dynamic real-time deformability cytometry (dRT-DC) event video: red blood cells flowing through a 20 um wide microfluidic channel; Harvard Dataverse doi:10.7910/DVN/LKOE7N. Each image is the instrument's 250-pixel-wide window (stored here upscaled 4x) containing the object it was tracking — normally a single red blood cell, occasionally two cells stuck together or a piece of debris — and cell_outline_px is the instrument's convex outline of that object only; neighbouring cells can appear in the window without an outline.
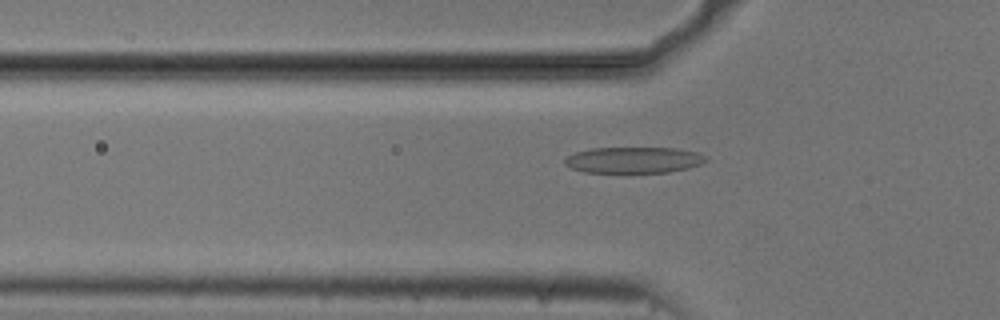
{"species": "common noctule bat (a hibernating species)", "species_latin": "Nyctalus noctula", "temperature_condition": "cold", "stored_images_in_passage": 53, "camera_frame_rate_fps": 3000, "um_per_image_px": 0.085, "animal": {"sex": "male", "body_mass_g": 20.5, "forearm_length_mm": 52.5}, "frame": {"image": 1, "passage_image": 17, "time_ms": 5.333, "image_size_px": [1000, 320], "cell_outline_px": [[708, 160], [700, 164], [688, 168], [668, 172], [584, 172], [572, 168], [564, 164], [564, 160], [568, 156], [576, 152], [592, 148], [676, 148], [696, 152], [708, 156]], "centroid_in_image_um": [53.89, 13.59], "position_along_channel_um": 71.9, "area_um2": 21.39}}
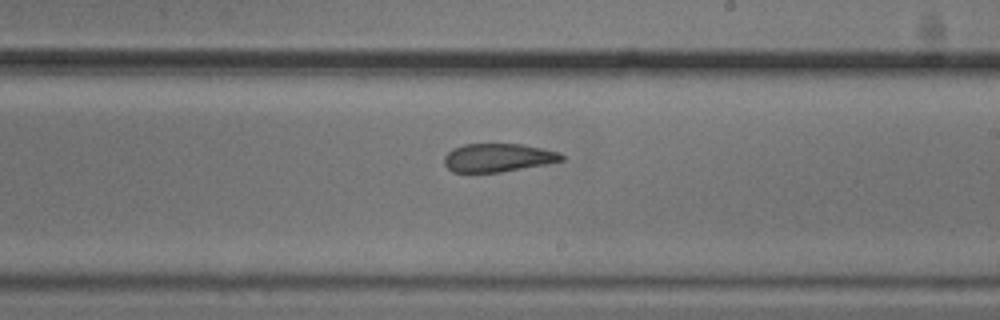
{"frame": {"image": 2, "passage_image": 31, "time_ms": 10.0, "image_size_px": [1000, 320], "cell_outline_px": [[564, 160], [548, 164], [500, 172], [452, 172], [444, 164], [444, 156], [452, 148], [464, 144], [524, 144], [560, 152], [564, 156]], "centroid_in_image_um": [42.34, 13.4], "position_along_channel_um": 246.7, "area_um2": 19.54}}
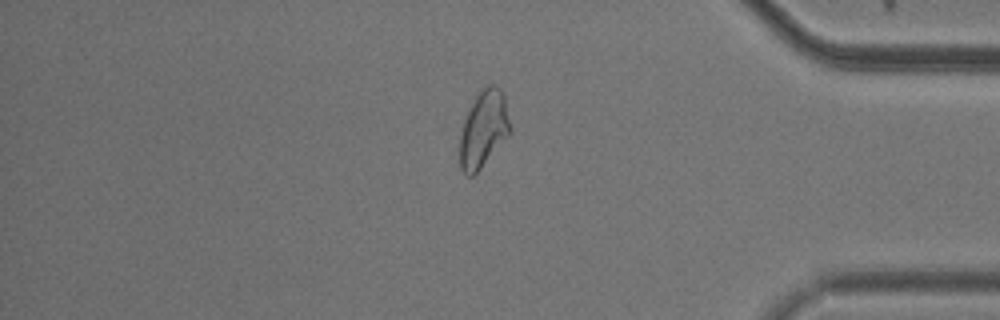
{"frame": {"image": 3, "passage_image": 45, "time_ms": 14.667, "image_size_px": [1000, 320], "cell_outline_px": [[512, 132], [480, 168], [472, 176], [468, 176], [460, 168], [456, 128], [480, 88], [488, 84], [496, 84], [504, 92], [512, 128]], "centroid_in_image_um": [41.04, 10.91], "position_along_channel_um": 394.2, "area_um2": 23.93}, "authors_computed_cell_mechanics": {"area_um2": 22.3108, "velocity_mm_per_s": 3.7264, "shape_relaxation_time_tau1_ms": null, "shape_relaxation_time_tau2_ms": 3.6198, "deformation_change_tau1": null, "deformation_change_tau2": 0.1178}}